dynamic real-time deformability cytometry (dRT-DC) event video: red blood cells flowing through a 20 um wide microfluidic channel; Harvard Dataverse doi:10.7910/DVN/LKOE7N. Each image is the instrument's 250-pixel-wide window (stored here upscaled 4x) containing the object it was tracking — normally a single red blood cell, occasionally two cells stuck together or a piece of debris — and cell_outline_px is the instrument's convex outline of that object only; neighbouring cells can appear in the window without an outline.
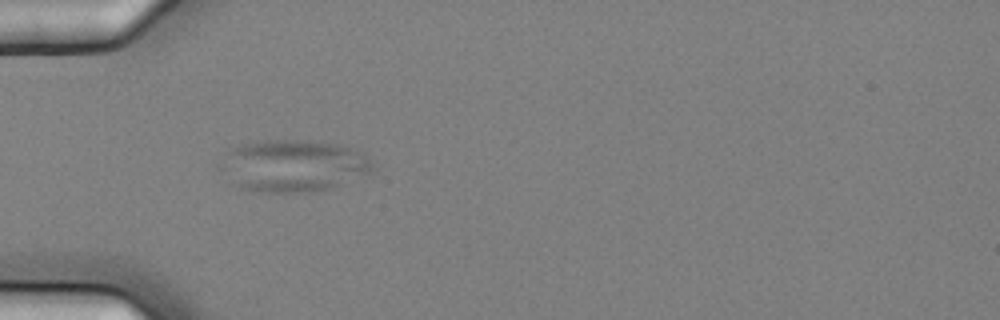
{"species": "common noctule bat (a hibernating species)", "species_latin": "Nyctalus noctula", "temperature_condition": "cold", "stored_images_in_passage": 2, "camera_frame_rate_fps": 3000, "um_per_image_px": 0.085, "animal": {"sex": "female", "body_mass_g": 25.1}, "frame": {"image": 1, "passage_image": 1, "time_ms": 0.0, "image_size_px": [1000, 320], "cell_outline_px": [[372, 172], [328, 188], [308, 192], [256, 192], [240, 188], [216, 168], [216, 164], [232, 148], [244, 144], [264, 140], [308, 140], [336, 144], [360, 152], [372, 164]], "centroid_in_image_um": [24.82, 14.09], "position_along_channel_um": 60.2, "area_um2": 45.84}}